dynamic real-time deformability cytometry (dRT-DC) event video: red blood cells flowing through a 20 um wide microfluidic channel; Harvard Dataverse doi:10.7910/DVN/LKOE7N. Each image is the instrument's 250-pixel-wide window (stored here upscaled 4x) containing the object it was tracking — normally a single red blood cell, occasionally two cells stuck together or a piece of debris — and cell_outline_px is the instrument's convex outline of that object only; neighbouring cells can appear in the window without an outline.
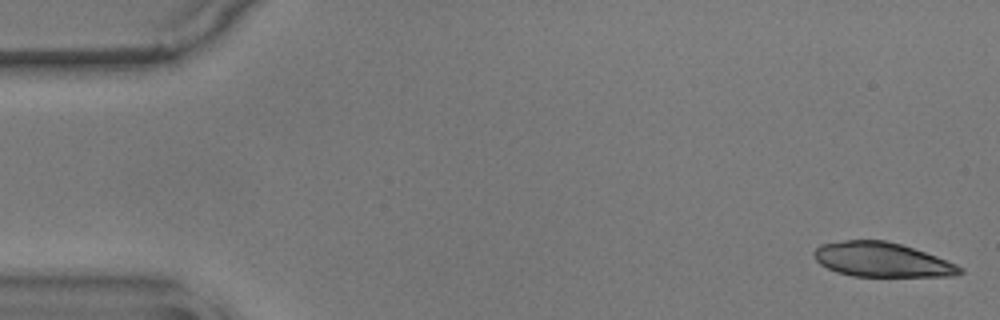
{"species": "common noctule bat (a hibernating species)", "species_latin": "Nyctalus noctula", "temperature_condition": "warm", "stored_images_in_passage": 56, "camera_frame_rate_fps": 3000, "um_per_image_px": 0.085, "animal": {"sex": "male", "body_mass_g": 17.9}, "frame": {"image": 1, "passage_image": 1, "time_ms": 0.0, "image_size_px": [1000, 320], "cell_outline_px": [[964, 272], [952, 276], [852, 276], [836, 272], [820, 264], [816, 260], [812, 252], [820, 244], [844, 240], [888, 240], [936, 256], [956, 264], [964, 268]], "centroid_in_image_um": [74.94, 22.07], "position_along_channel_um": 10.1, "area_um2": 29.25}}